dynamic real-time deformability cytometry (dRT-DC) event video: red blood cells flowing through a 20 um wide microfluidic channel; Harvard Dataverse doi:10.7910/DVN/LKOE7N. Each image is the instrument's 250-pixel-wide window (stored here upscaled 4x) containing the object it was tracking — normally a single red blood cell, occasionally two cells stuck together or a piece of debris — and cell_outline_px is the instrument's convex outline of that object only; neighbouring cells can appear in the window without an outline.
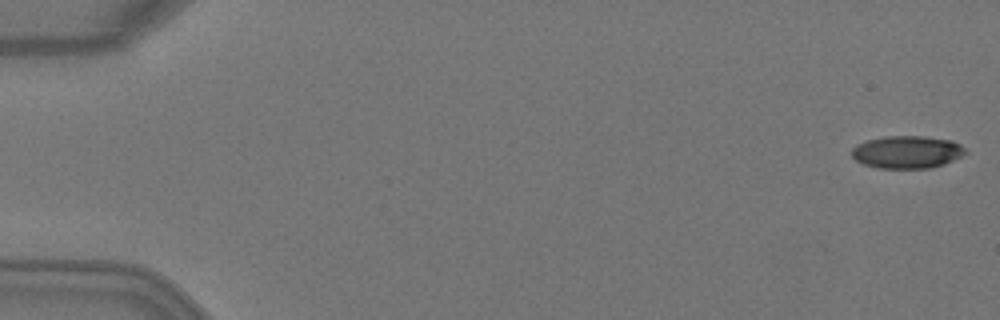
{"species": "Egyptian fruit bat (a non-hibernating species)", "species_latin": "Rousettus aegyptiacus", "temperature_condition": "warm", "stored_images_in_passage": 6, "camera_frame_rate_fps": 3000, "um_per_image_px": 0.085, "animal": {"sex": "female"}, "frame": {"image": 1, "passage_image": 1, "time_ms": 0.0, "image_size_px": [1000, 320], "cell_outline_px": [[968, 152], [944, 164], [932, 168], [880, 168], [864, 164], [856, 160], [852, 156], [852, 148], [856, 144], [868, 140], [884, 136], [924, 136], [952, 140], [960, 144]], "centroid_in_image_um": [77.1, 12.92], "position_along_channel_um": 7.9, "area_um2": 21.56}}